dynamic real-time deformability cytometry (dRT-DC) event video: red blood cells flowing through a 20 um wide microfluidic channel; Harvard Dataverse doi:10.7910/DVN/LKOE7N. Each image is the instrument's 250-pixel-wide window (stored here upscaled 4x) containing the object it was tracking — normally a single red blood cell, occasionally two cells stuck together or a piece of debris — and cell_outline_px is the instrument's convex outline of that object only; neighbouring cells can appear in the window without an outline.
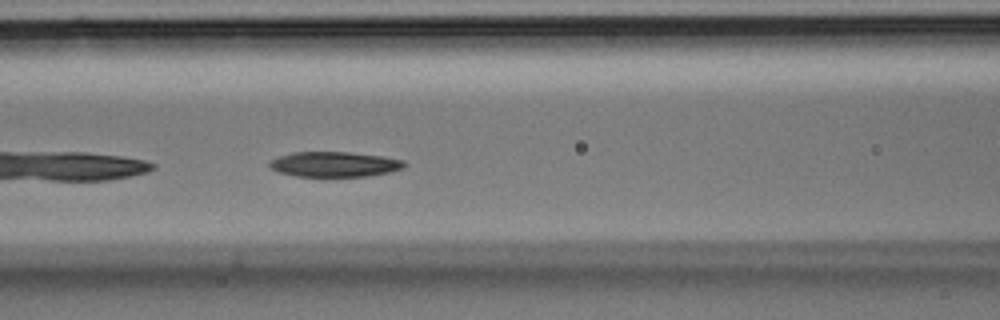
{"species": "Egyptian fruit bat (a non-hibernating species)", "species_latin": "Rousettus aegyptiacus", "temperature_condition": "room temperature", "stored_images_in_passage": 37, "camera_frame_rate_fps": 3000, "um_per_image_px": 0.085, "animal": {"sex": "male"}, "frame": {"image": 1, "passage_image": 16, "time_ms": 5.0, "image_size_px": [1000, 320], "cell_outline_px": [[408, 164], [404, 168], [388, 172], [364, 176], [296, 176], [280, 172], [272, 168], [268, 164], [268, 160], [292, 152], [348, 152], [380, 156], [404, 160]], "centroid_in_image_um": [28.42, 13.95], "position_along_channel_um": 138.2, "area_um2": 19.59}}
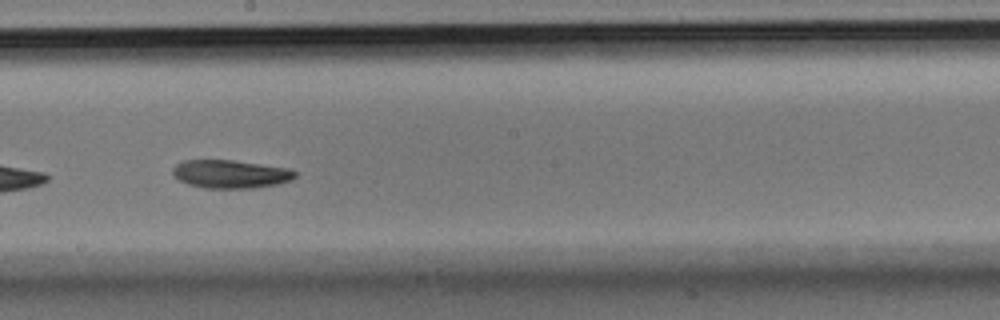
{"frame": {"image": 2, "passage_image": 21, "time_ms": 6.667, "image_size_px": [1000, 320], "cell_outline_px": [[296, 176], [292, 180], [276, 184], [252, 188], [204, 188], [188, 184], [180, 180], [172, 172], [172, 168], [176, 164], [184, 160], [232, 160], [288, 168], [296, 172]], "centroid_in_image_um": [19.59, 14.79], "position_along_channel_um": 228.6, "area_um2": 20.0}}
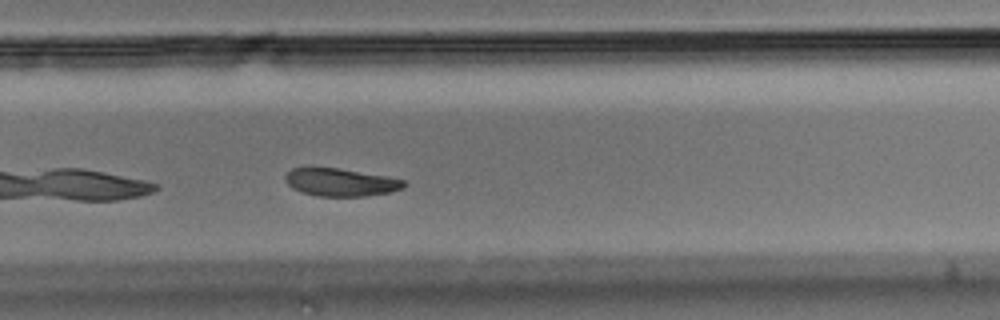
{"frame": {"image": 3, "passage_image": 25, "time_ms": 8.0, "image_size_px": [1000, 320], "cell_outline_px": [[408, 184], [404, 188], [388, 192], [364, 196], [320, 196], [300, 192], [292, 188], [284, 180], [284, 176], [292, 168], [336, 168], [388, 176], [404, 180]], "centroid_in_image_um": [28.96, 15.49], "position_along_channel_um": 300.8, "area_um2": 19.13}}